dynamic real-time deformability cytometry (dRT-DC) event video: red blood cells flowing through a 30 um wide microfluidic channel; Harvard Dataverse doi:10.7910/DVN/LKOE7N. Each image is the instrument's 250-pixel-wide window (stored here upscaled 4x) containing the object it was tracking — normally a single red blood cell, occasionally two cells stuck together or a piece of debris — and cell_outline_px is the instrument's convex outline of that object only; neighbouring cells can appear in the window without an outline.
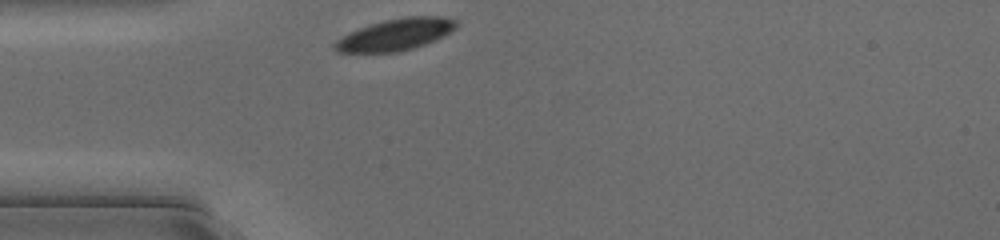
{"species": "common noctule bat (a hibernating species)", "species_latin": "Nyctalus noctula", "temperature_condition": "cold", "stored_images_in_passage": 26, "camera_frame_rate_fps": 3000, "um_per_image_px": 0.085, "animal": {"sex": "female", "body_mass_g": 17.0, "forearm_length_mm": 48.0}, "frame": {"image": 1, "passage_image": 1, "time_ms": 0.0, "image_size_px": [1000, 240], "cell_outline_px": [[460, 24], [452, 32], [436, 40], [412, 48], [396, 52], [336, 52], [332, 48], [332, 44], [336, 40], [348, 32], [384, 20], [408, 16], [440, 16], [460, 20]], "centroid_in_image_um": [33.66, 2.93], "position_along_channel_um": 51.3, "area_um2": 22.66}}
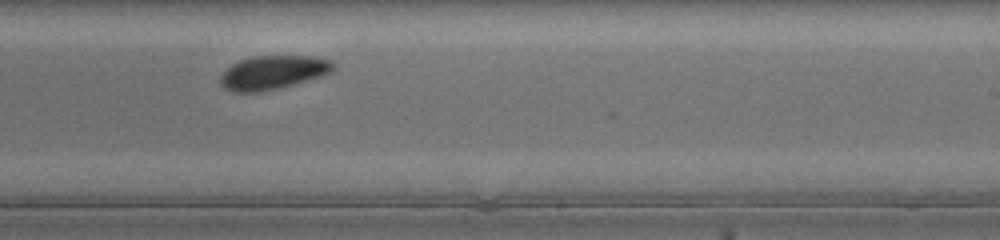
{"frame": {"image": 2, "passage_image": 17, "time_ms": 5.333, "image_size_px": [1000, 240], "cell_outline_px": [[336, 68], [332, 72], [320, 76], [280, 88], [260, 92], [232, 92], [224, 88], [220, 84], [220, 76], [232, 64], [240, 60], [252, 56], [312, 56], [332, 60], [336, 64]], "centroid_in_image_um": [23.22, 6.16], "position_along_channel_um": 265.8, "area_um2": 22.31}}
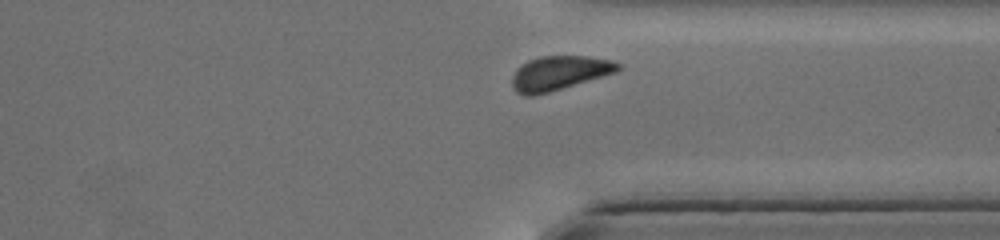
{"frame": {"image": 3, "passage_image": 24, "time_ms": 7.667, "image_size_px": [1000, 240], "cell_outline_px": [[624, 68], [616, 72], [548, 92], [532, 96], [524, 96], [516, 92], [512, 88], [512, 76], [516, 68], [520, 64], [528, 60], [540, 56], [588, 56], [616, 60]], "centroid_in_image_um": [47.53, 6.19], "position_along_channel_um": 363.9, "area_um2": 21.33}}